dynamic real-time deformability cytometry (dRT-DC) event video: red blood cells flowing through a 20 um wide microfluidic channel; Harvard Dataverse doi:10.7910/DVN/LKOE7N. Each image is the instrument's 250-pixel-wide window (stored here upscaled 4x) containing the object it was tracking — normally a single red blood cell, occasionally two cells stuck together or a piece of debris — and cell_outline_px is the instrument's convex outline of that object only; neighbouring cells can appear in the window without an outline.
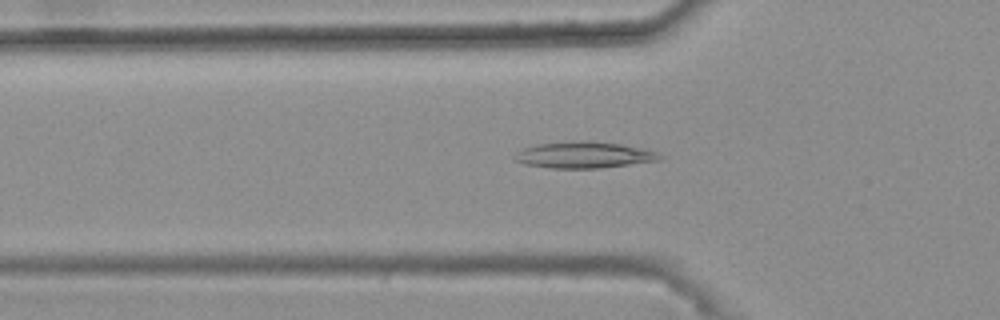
{"species": "common noctule bat (a hibernating species)", "species_latin": "Nyctalus noctula", "temperature_condition": "warm", "stored_images_in_passage": 33, "camera_frame_rate_fps": 3000, "um_per_image_px": 0.085, "animal": {"sex": "female", "body_mass_g": 25.1}, "frame": {"image": 1, "passage_image": 3, "time_ms": 0.667, "image_size_px": [1000, 320], "cell_outline_px": [[664, 156], [660, 160], [600, 168], [552, 168], [524, 164], [516, 160], [512, 156], [524, 148], [536, 144], [572, 140], [588, 140], [620, 144], [644, 148], [656, 152]], "centroid_in_image_um": [49.64, 13.16], "position_along_channel_um": 76.2, "area_um2": 22.43}}
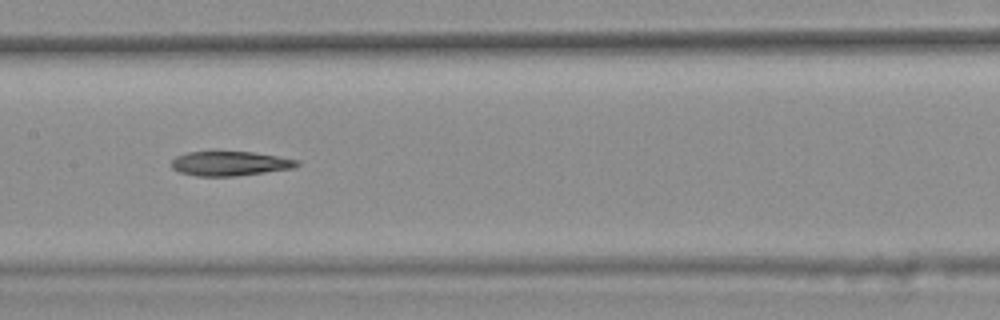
{"frame": {"image": 2, "passage_image": 12, "time_ms": 3.667, "image_size_px": [1000, 320], "cell_outline_px": [[300, 164], [296, 168], [236, 176], [196, 176], [180, 172], [172, 168], [172, 160], [176, 156], [188, 152], [252, 152], [300, 160]], "centroid_in_image_um": [19.58, 13.9], "position_along_channel_um": 187.8, "area_um2": 17.86}}
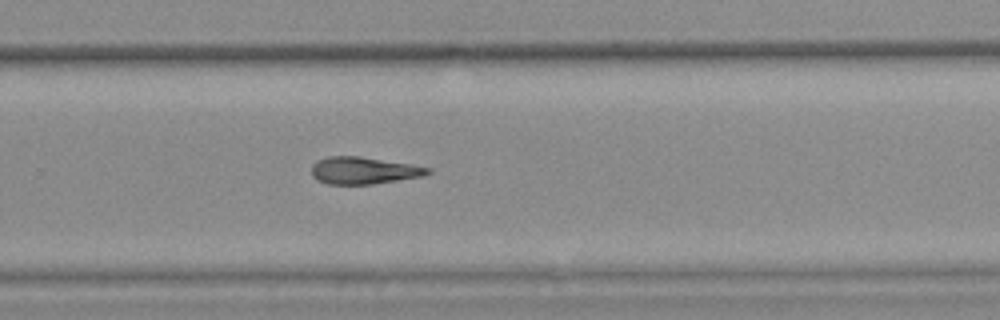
{"frame": {"image": 3, "passage_image": 21, "time_ms": 6.667, "image_size_px": [1000, 320], "cell_outline_px": [[432, 172], [424, 176], [372, 184], [328, 184], [316, 180], [312, 176], [312, 164], [316, 160], [328, 156], [360, 156], [432, 168]], "centroid_in_image_um": [30.89, 14.49], "position_along_channel_um": 298.9, "area_um2": 18.38}}